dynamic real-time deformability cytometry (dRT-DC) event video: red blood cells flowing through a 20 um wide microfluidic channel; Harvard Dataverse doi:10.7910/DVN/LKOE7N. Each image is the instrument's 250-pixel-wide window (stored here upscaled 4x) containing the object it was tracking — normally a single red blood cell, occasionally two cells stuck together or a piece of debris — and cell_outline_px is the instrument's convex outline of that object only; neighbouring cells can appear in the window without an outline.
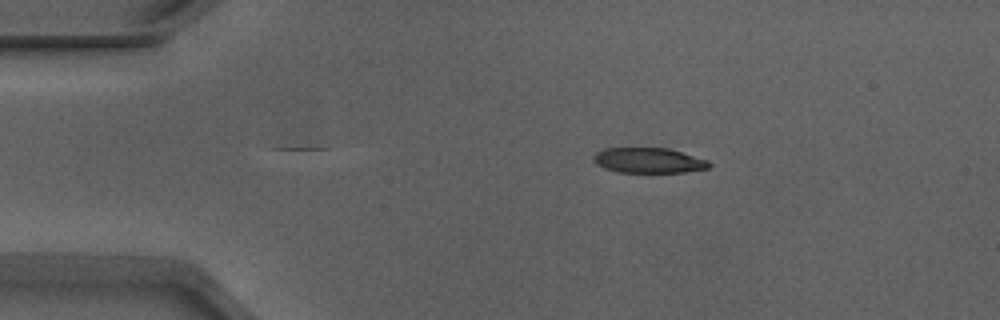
{"species": "Egyptian fruit bat (a non-hibernating species)", "species_latin": "Rousettus aegyptiacus", "temperature_condition": "warm", "stored_images_in_passage": 6, "camera_frame_rate_fps": 3000, "um_per_image_px": 0.085, "animal": {"sex": "male"}, "frame": {"image": 1, "passage_image": 6, "time_ms": 1.667, "image_size_px": [1000, 320], "cell_outline_px": [[712, 164], [708, 168], [684, 172], [616, 172], [604, 168], [596, 164], [592, 160], [592, 156], [596, 152], [604, 148], [668, 148], [708, 160]], "centroid_in_image_um": [55.09, 13.63], "position_along_channel_um": 29.9, "area_um2": 17.05}}